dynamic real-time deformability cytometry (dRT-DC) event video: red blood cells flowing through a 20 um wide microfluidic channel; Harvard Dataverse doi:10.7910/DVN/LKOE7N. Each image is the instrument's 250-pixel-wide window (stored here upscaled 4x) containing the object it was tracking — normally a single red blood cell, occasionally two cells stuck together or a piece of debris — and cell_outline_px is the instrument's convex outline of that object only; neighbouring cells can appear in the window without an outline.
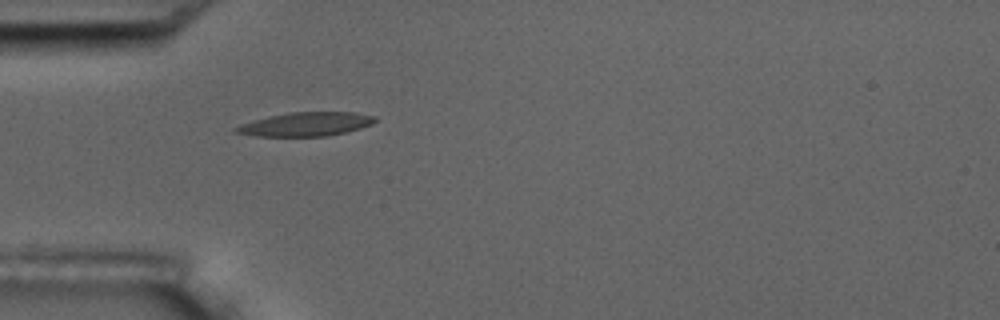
{"species": "common noctule bat (a hibernating species)", "species_latin": "Nyctalus noctula", "temperature_condition": "room temperature", "stored_images_in_passage": 5, "camera_frame_rate_fps": 3000, "um_per_image_px": 0.085, "animal": {"sex": "male", "body_mass_g": 17.5, "forearm_length_mm": 52.3}, "frame": {"image": 1, "passage_image": 5, "time_ms": 5.333, "image_size_px": [1000, 320], "cell_outline_px": [[376, 120], [372, 124], [360, 128], [344, 132], [324, 136], [256, 136], [232, 132], [232, 128], [240, 124], [252, 120], [268, 116], [288, 112], [356, 112], [376, 116]], "centroid_in_image_um": [25.94, 10.55], "position_along_channel_um": 59.1, "area_um2": 19.42}}